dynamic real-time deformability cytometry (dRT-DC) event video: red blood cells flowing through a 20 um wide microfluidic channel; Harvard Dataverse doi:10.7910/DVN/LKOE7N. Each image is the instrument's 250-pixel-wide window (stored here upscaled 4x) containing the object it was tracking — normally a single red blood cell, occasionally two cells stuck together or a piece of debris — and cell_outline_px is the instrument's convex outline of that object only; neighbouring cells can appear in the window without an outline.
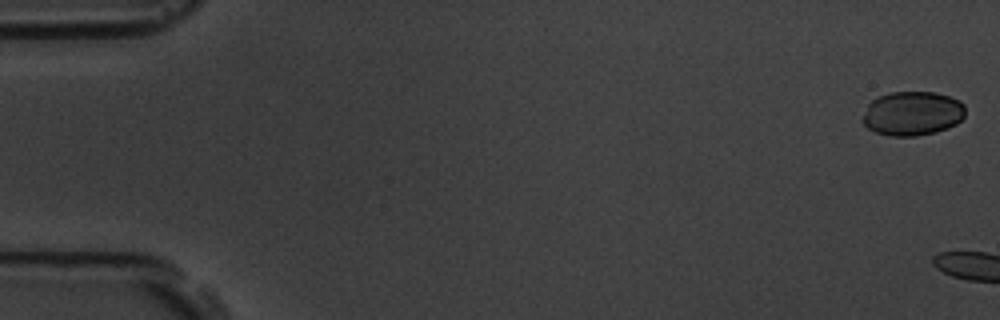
{"species": "common noctule bat (a hibernating species)", "species_latin": "Nyctalus noctula", "temperature_condition": "room temperature", "stored_images_in_passage": 18, "camera_frame_rate_fps": 3000, "um_per_image_px": 0.085, "animal": {"sex": "male", "body_mass_g": 19.5, "forearm_length_mm": 54.6}, "frame": {"image": 1, "passage_image": 1, "time_ms": 0.0, "image_size_px": [1000, 320], "cell_outline_px": [[964, 116], [956, 124], [948, 128], [936, 132], [916, 136], [892, 136], [876, 132], [868, 128], [860, 120], [868, 104], [872, 100], [880, 96], [892, 92], [936, 92], [960, 100], [964, 104]], "centroid_in_image_um": [77.55, 9.64], "position_along_channel_um": 7.5, "area_um2": 26.53}}
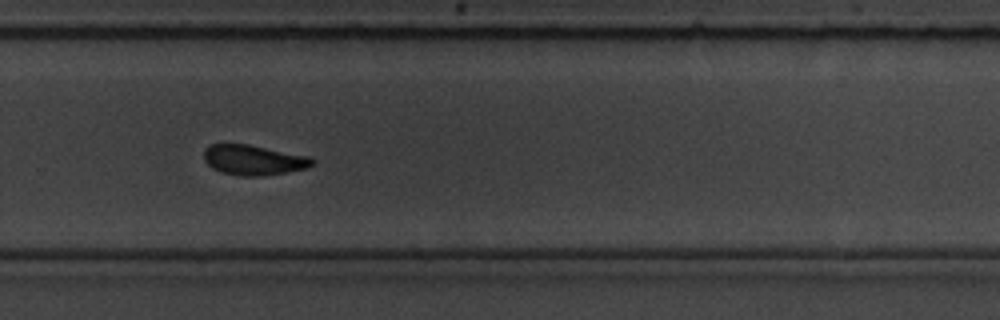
{"frame": {"image": 2, "passage_image": 13, "time_ms": 13.667, "image_size_px": [1000, 320], "cell_outline_px": [[316, 164], [308, 168], [264, 176], [240, 176], [220, 172], [212, 168], [204, 160], [204, 148], [208, 144], [248, 144], [308, 156], [316, 160]], "centroid_in_image_um": [21.56, 13.6], "position_along_channel_um": 308.2, "area_um2": 19.25}}
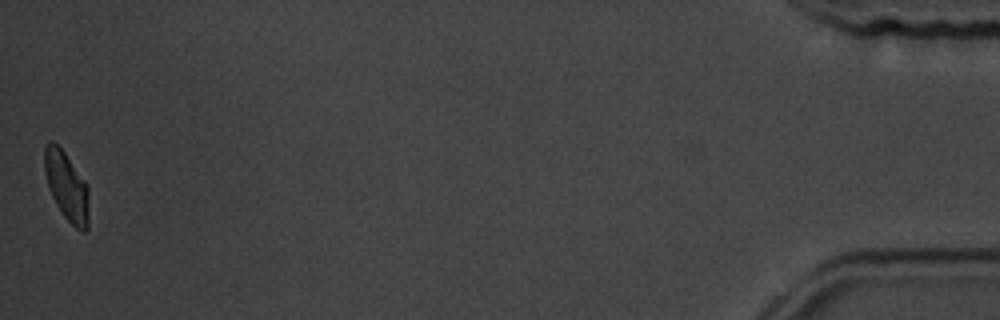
{"frame": {"image": 3, "passage_image": 18, "time_ms": 19.667, "image_size_px": [1000, 320], "cell_outline_px": [[88, 228], [84, 232], [76, 228], [64, 216], [56, 204], [52, 196], [44, 172], [44, 144], [48, 140], [52, 140], [64, 152], [88, 184]], "centroid_in_image_um": [5.66, 15.8], "position_along_channel_um": 429.5, "area_um2": 17.8}, "authors_computed_cell_mechanics": {"area_um2": 19.1607, "velocity_mm_per_s": 3.6294, "shape_relaxation_time_tau1_ms": 5.8854, "shape_relaxation_time_tau2_ms": null, "deformation_change_tau1": 0.1057, "deformation_change_tau2": null}}